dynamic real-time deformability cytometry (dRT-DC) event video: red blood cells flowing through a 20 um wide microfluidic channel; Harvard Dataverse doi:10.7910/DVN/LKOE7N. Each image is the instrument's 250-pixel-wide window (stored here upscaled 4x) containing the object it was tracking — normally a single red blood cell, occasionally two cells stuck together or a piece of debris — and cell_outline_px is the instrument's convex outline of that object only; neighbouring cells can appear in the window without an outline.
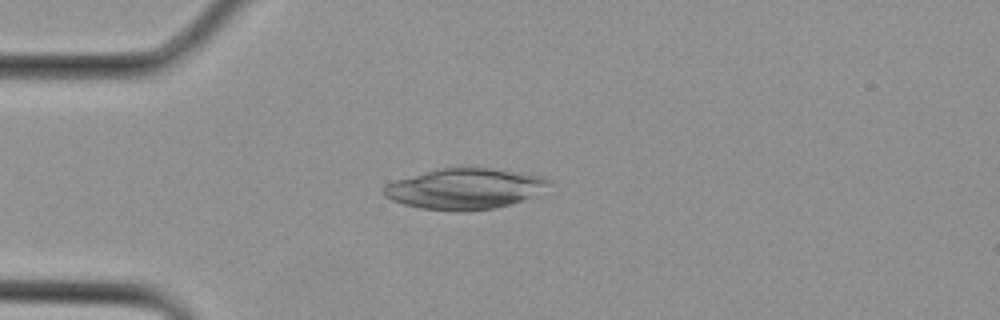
{"species": "Egyptian fruit bat (a non-hibernating species)", "species_latin": "Rousettus aegyptiacus", "temperature_condition": "cold", "stored_images_in_passage": 8, "camera_frame_rate_fps": 3000, "um_per_image_px": 0.085, "animal": {"sex": "female"}, "frame": {"image": 1, "passage_image": 3, "time_ms": 0.667, "image_size_px": [1000, 320], "cell_outline_px": [[552, 180], [536, 196], [512, 204], [496, 208], [464, 212], [460, 212], [420, 208], [404, 204], [392, 200], [384, 196], [384, 184], [396, 180], [440, 168], [492, 168], [544, 176]], "centroid_in_image_um": [39.54, 16.06], "position_along_channel_um": 45.5, "area_um2": 39.25}}
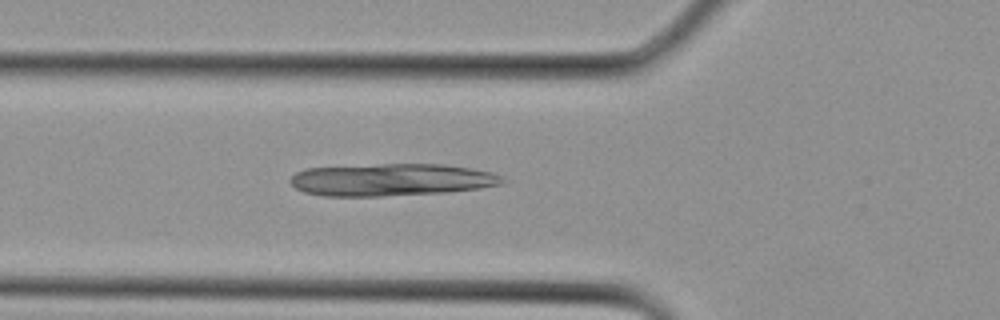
{"frame": {"image": 2, "passage_image": 6, "time_ms": 1.667, "image_size_px": [1000, 320], "cell_outline_px": [[508, 180], [504, 184], [480, 188], [448, 192], [380, 196], [324, 196], [304, 192], [296, 188], [288, 180], [296, 172], [304, 168], [380, 164], [444, 164], [472, 168], [492, 172], [504, 176]], "centroid_in_image_um": [33.32, 15.27], "position_along_channel_um": 92.5, "area_um2": 40.34}}
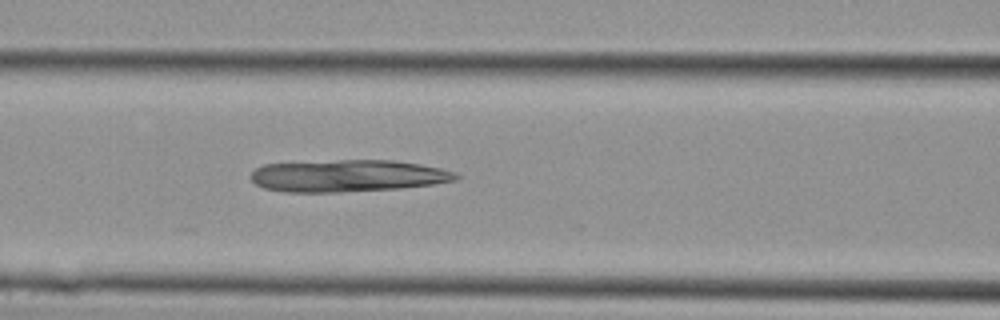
{"frame": {"image": 3, "passage_image": 8, "time_ms": 2.333, "image_size_px": [1000, 320], "cell_outline_px": [[460, 176], [456, 180], [432, 184], [400, 188], [336, 192], [284, 192], [264, 188], [256, 184], [248, 176], [256, 168], [264, 164], [340, 160], [392, 160], [420, 164], [440, 168], [456, 172]], "centroid_in_image_um": [29.54, 14.94], "position_along_channel_um": 137.1, "area_um2": 38.26}}